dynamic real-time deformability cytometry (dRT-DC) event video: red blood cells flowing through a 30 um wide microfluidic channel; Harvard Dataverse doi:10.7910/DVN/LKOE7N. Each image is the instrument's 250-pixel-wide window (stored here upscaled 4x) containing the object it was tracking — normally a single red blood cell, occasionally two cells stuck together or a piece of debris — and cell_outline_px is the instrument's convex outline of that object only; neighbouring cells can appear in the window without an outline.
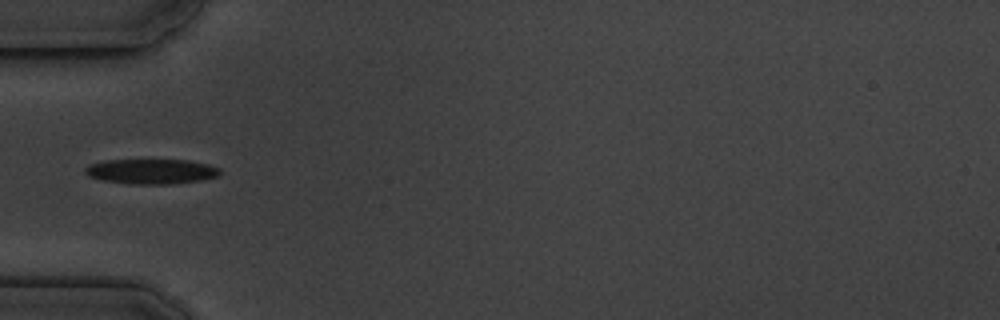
{"species": "common noctule bat (a hibernating species)", "species_latin": "Nyctalus noctula", "temperature_condition": "cold", "stored_images_in_passage": 11, "camera_frame_rate_fps": 3000, "um_per_image_px": 0.085, "animal": {"sex": "male", "body_mass_g": 19.5, "forearm_length_mm": 54.6}, "frame": {"image": 1, "passage_image": 1, "time_ms": 0.0, "image_size_px": [1000, 320], "cell_outline_px": [[220, 176], [204, 180], [168, 184], [132, 184], [100, 180], [88, 176], [84, 172], [84, 168], [88, 164], [108, 160], [188, 160], [208, 164], [220, 168]], "centroid_in_image_um": [12.86, 14.57], "position_along_channel_um": 72.1, "area_um2": 19.83}}
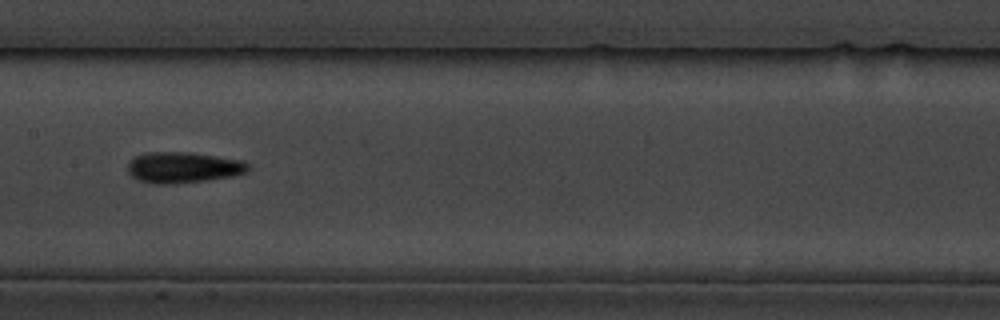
{"frame": {"image": 2, "passage_image": 4, "time_ms": 3.333, "image_size_px": [1000, 320], "cell_outline_px": [[248, 168], [244, 172], [232, 176], [208, 180], [176, 184], [152, 184], [140, 180], [132, 176], [128, 172], [128, 164], [136, 156], [144, 152], [192, 152], [240, 160], [248, 164]], "centroid_in_image_um": [15.53, 14.23], "position_along_channel_um": 191.9, "area_um2": 21.62}}
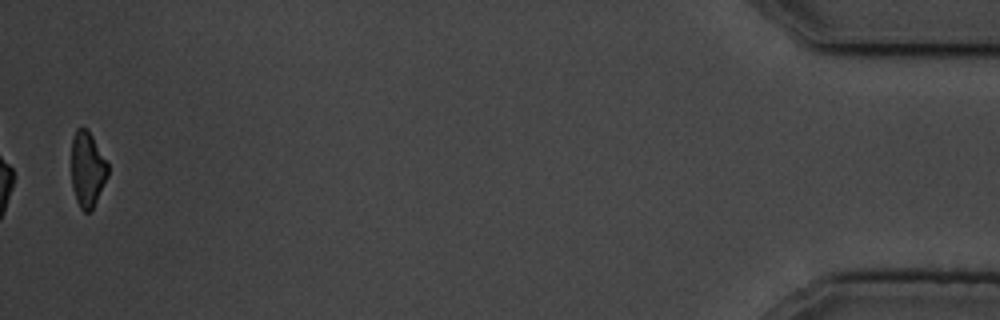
{"frame": {"image": 3, "passage_image": 11, "time_ms": 12.333, "image_size_px": [1000, 320], "cell_outline_px": [[108, 176], [92, 212], [84, 212], [80, 208], [76, 200], [72, 188], [72, 140], [76, 128], [88, 128], [108, 164]], "centroid_in_image_um": [7.43, 14.42], "position_along_channel_um": 427.8, "area_um2": 16.18}, "authors_computed_cell_mechanics": {"area_um2": 19.0162, "velocity_mm_per_s": 3.5883, "shape_relaxation_time_tau1_ms": 1.8823, "shape_relaxation_time_tau2_ms": 3.7885, "deformation_change_tau1": 0.0996, "deformation_change_tau2": 0.1121}}